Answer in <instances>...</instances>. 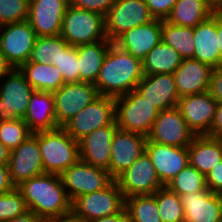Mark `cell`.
Here are the masks:
<instances>
[{"label":"cell","instance_id":"obj_21","mask_svg":"<svg viewBox=\"0 0 222 222\" xmlns=\"http://www.w3.org/2000/svg\"><path fill=\"white\" fill-rule=\"evenodd\" d=\"M162 41V20L154 19L121 34L113 43L133 57L143 60Z\"/></svg>","mask_w":222,"mask_h":222},{"label":"cell","instance_id":"obj_32","mask_svg":"<svg viewBox=\"0 0 222 222\" xmlns=\"http://www.w3.org/2000/svg\"><path fill=\"white\" fill-rule=\"evenodd\" d=\"M162 41L174 48L182 59L193 58L195 49L193 28L173 25L162 20Z\"/></svg>","mask_w":222,"mask_h":222},{"label":"cell","instance_id":"obj_46","mask_svg":"<svg viewBox=\"0 0 222 222\" xmlns=\"http://www.w3.org/2000/svg\"><path fill=\"white\" fill-rule=\"evenodd\" d=\"M15 188L10 179L7 165H0V194H5Z\"/></svg>","mask_w":222,"mask_h":222},{"label":"cell","instance_id":"obj_35","mask_svg":"<svg viewBox=\"0 0 222 222\" xmlns=\"http://www.w3.org/2000/svg\"><path fill=\"white\" fill-rule=\"evenodd\" d=\"M166 186L179 196L201 192L207 188L205 176L190 164L181 170Z\"/></svg>","mask_w":222,"mask_h":222},{"label":"cell","instance_id":"obj_38","mask_svg":"<svg viewBox=\"0 0 222 222\" xmlns=\"http://www.w3.org/2000/svg\"><path fill=\"white\" fill-rule=\"evenodd\" d=\"M60 52V35L37 37L28 62L49 64L55 62Z\"/></svg>","mask_w":222,"mask_h":222},{"label":"cell","instance_id":"obj_37","mask_svg":"<svg viewBox=\"0 0 222 222\" xmlns=\"http://www.w3.org/2000/svg\"><path fill=\"white\" fill-rule=\"evenodd\" d=\"M32 134L23 119L0 122V142L9 151L17 148Z\"/></svg>","mask_w":222,"mask_h":222},{"label":"cell","instance_id":"obj_12","mask_svg":"<svg viewBox=\"0 0 222 222\" xmlns=\"http://www.w3.org/2000/svg\"><path fill=\"white\" fill-rule=\"evenodd\" d=\"M53 94L58 127H63L83 108L100 96L95 85L87 82L65 83Z\"/></svg>","mask_w":222,"mask_h":222},{"label":"cell","instance_id":"obj_24","mask_svg":"<svg viewBox=\"0 0 222 222\" xmlns=\"http://www.w3.org/2000/svg\"><path fill=\"white\" fill-rule=\"evenodd\" d=\"M212 70L210 65L196 59H182L173 73L179 98L208 91Z\"/></svg>","mask_w":222,"mask_h":222},{"label":"cell","instance_id":"obj_25","mask_svg":"<svg viewBox=\"0 0 222 222\" xmlns=\"http://www.w3.org/2000/svg\"><path fill=\"white\" fill-rule=\"evenodd\" d=\"M194 55L193 59L216 68L222 65L217 38V10L208 19L193 28Z\"/></svg>","mask_w":222,"mask_h":222},{"label":"cell","instance_id":"obj_29","mask_svg":"<svg viewBox=\"0 0 222 222\" xmlns=\"http://www.w3.org/2000/svg\"><path fill=\"white\" fill-rule=\"evenodd\" d=\"M112 41H98L77 46L80 82L95 84Z\"/></svg>","mask_w":222,"mask_h":222},{"label":"cell","instance_id":"obj_16","mask_svg":"<svg viewBox=\"0 0 222 222\" xmlns=\"http://www.w3.org/2000/svg\"><path fill=\"white\" fill-rule=\"evenodd\" d=\"M69 0H32L27 21L37 37L61 35Z\"/></svg>","mask_w":222,"mask_h":222},{"label":"cell","instance_id":"obj_22","mask_svg":"<svg viewBox=\"0 0 222 222\" xmlns=\"http://www.w3.org/2000/svg\"><path fill=\"white\" fill-rule=\"evenodd\" d=\"M135 90L159 111L178 105L179 95L173 74L144 75Z\"/></svg>","mask_w":222,"mask_h":222},{"label":"cell","instance_id":"obj_13","mask_svg":"<svg viewBox=\"0 0 222 222\" xmlns=\"http://www.w3.org/2000/svg\"><path fill=\"white\" fill-rule=\"evenodd\" d=\"M115 181L125 198L134 195H153L163 187L146 152L121 173Z\"/></svg>","mask_w":222,"mask_h":222},{"label":"cell","instance_id":"obj_41","mask_svg":"<svg viewBox=\"0 0 222 222\" xmlns=\"http://www.w3.org/2000/svg\"><path fill=\"white\" fill-rule=\"evenodd\" d=\"M115 1L116 0H69V5L75 8L95 12L105 17Z\"/></svg>","mask_w":222,"mask_h":222},{"label":"cell","instance_id":"obj_52","mask_svg":"<svg viewBox=\"0 0 222 222\" xmlns=\"http://www.w3.org/2000/svg\"><path fill=\"white\" fill-rule=\"evenodd\" d=\"M10 151L0 142V165H8Z\"/></svg>","mask_w":222,"mask_h":222},{"label":"cell","instance_id":"obj_40","mask_svg":"<svg viewBox=\"0 0 222 222\" xmlns=\"http://www.w3.org/2000/svg\"><path fill=\"white\" fill-rule=\"evenodd\" d=\"M28 10L27 0H0V26L26 21Z\"/></svg>","mask_w":222,"mask_h":222},{"label":"cell","instance_id":"obj_11","mask_svg":"<svg viewBox=\"0 0 222 222\" xmlns=\"http://www.w3.org/2000/svg\"><path fill=\"white\" fill-rule=\"evenodd\" d=\"M36 39L27 20L0 26V51L13 68L30 60Z\"/></svg>","mask_w":222,"mask_h":222},{"label":"cell","instance_id":"obj_19","mask_svg":"<svg viewBox=\"0 0 222 222\" xmlns=\"http://www.w3.org/2000/svg\"><path fill=\"white\" fill-rule=\"evenodd\" d=\"M145 152L150 157L163 186L190 164L188 147L162 145L147 139Z\"/></svg>","mask_w":222,"mask_h":222},{"label":"cell","instance_id":"obj_2","mask_svg":"<svg viewBox=\"0 0 222 222\" xmlns=\"http://www.w3.org/2000/svg\"><path fill=\"white\" fill-rule=\"evenodd\" d=\"M29 211L48 219L71 211L69 200L59 174L43 173L16 187Z\"/></svg>","mask_w":222,"mask_h":222},{"label":"cell","instance_id":"obj_53","mask_svg":"<svg viewBox=\"0 0 222 222\" xmlns=\"http://www.w3.org/2000/svg\"><path fill=\"white\" fill-rule=\"evenodd\" d=\"M218 8H222V0H211Z\"/></svg>","mask_w":222,"mask_h":222},{"label":"cell","instance_id":"obj_10","mask_svg":"<svg viewBox=\"0 0 222 222\" xmlns=\"http://www.w3.org/2000/svg\"><path fill=\"white\" fill-rule=\"evenodd\" d=\"M115 98L100 95L68 121L63 128L79 141L85 135L115 122Z\"/></svg>","mask_w":222,"mask_h":222},{"label":"cell","instance_id":"obj_9","mask_svg":"<svg viewBox=\"0 0 222 222\" xmlns=\"http://www.w3.org/2000/svg\"><path fill=\"white\" fill-rule=\"evenodd\" d=\"M62 184L71 203L81 195L106 188L114 179L105 169L78 160L60 174Z\"/></svg>","mask_w":222,"mask_h":222},{"label":"cell","instance_id":"obj_3","mask_svg":"<svg viewBox=\"0 0 222 222\" xmlns=\"http://www.w3.org/2000/svg\"><path fill=\"white\" fill-rule=\"evenodd\" d=\"M44 173L61 174L79 159V142L63 127L38 132Z\"/></svg>","mask_w":222,"mask_h":222},{"label":"cell","instance_id":"obj_27","mask_svg":"<svg viewBox=\"0 0 222 222\" xmlns=\"http://www.w3.org/2000/svg\"><path fill=\"white\" fill-rule=\"evenodd\" d=\"M190 165L204 176L222 161V139L196 135L188 146Z\"/></svg>","mask_w":222,"mask_h":222},{"label":"cell","instance_id":"obj_8","mask_svg":"<svg viewBox=\"0 0 222 222\" xmlns=\"http://www.w3.org/2000/svg\"><path fill=\"white\" fill-rule=\"evenodd\" d=\"M153 20L145 0H116L104 17L105 34L114 42L125 31Z\"/></svg>","mask_w":222,"mask_h":222},{"label":"cell","instance_id":"obj_51","mask_svg":"<svg viewBox=\"0 0 222 222\" xmlns=\"http://www.w3.org/2000/svg\"><path fill=\"white\" fill-rule=\"evenodd\" d=\"M12 69L13 67L8 63L4 54L0 51V80Z\"/></svg>","mask_w":222,"mask_h":222},{"label":"cell","instance_id":"obj_28","mask_svg":"<svg viewBox=\"0 0 222 222\" xmlns=\"http://www.w3.org/2000/svg\"><path fill=\"white\" fill-rule=\"evenodd\" d=\"M217 9L211 0H177L166 21L173 25L194 28Z\"/></svg>","mask_w":222,"mask_h":222},{"label":"cell","instance_id":"obj_34","mask_svg":"<svg viewBox=\"0 0 222 222\" xmlns=\"http://www.w3.org/2000/svg\"><path fill=\"white\" fill-rule=\"evenodd\" d=\"M153 196L162 222H184V207L177 193L163 186Z\"/></svg>","mask_w":222,"mask_h":222},{"label":"cell","instance_id":"obj_17","mask_svg":"<svg viewBox=\"0 0 222 222\" xmlns=\"http://www.w3.org/2000/svg\"><path fill=\"white\" fill-rule=\"evenodd\" d=\"M218 102L206 91L179 98L177 107L195 135H207L214 121Z\"/></svg>","mask_w":222,"mask_h":222},{"label":"cell","instance_id":"obj_47","mask_svg":"<svg viewBox=\"0 0 222 222\" xmlns=\"http://www.w3.org/2000/svg\"><path fill=\"white\" fill-rule=\"evenodd\" d=\"M7 222H46V219L36 215L32 211H27L25 214L16 216Z\"/></svg>","mask_w":222,"mask_h":222},{"label":"cell","instance_id":"obj_44","mask_svg":"<svg viewBox=\"0 0 222 222\" xmlns=\"http://www.w3.org/2000/svg\"><path fill=\"white\" fill-rule=\"evenodd\" d=\"M208 92L218 103H222V65L213 68Z\"/></svg>","mask_w":222,"mask_h":222},{"label":"cell","instance_id":"obj_45","mask_svg":"<svg viewBox=\"0 0 222 222\" xmlns=\"http://www.w3.org/2000/svg\"><path fill=\"white\" fill-rule=\"evenodd\" d=\"M207 135L222 139V103H218L217 105L214 121Z\"/></svg>","mask_w":222,"mask_h":222},{"label":"cell","instance_id":"obj_39","mask_svg":"<svg viewBox=\"0 0 222 222\" xmlns=\"http://www.w3.org/2000/svg\"><path fill=\"white\" fill-rule=\"evenodd\" d=\"M27 211L22 193L16 187L8 193L0 194V222H7Z\"/></svg>","mask_w":222,"mask_h":222},{"label":"cell","instance_id":"obj_26","mask_svg":"<svg viewBox=\"0 0 222 222\" xmlns=\"http://www.w3.org/2000/svg\"><path fill=\"white\" fill-rule=\"evenodd\" d=\"M23 120L32 133L58 128L53 92L34 90Z\"/></svg>","mask_w":222,"mask_h":222},{"label":"cell","instance_id":"obj_43","mask_svg":"<svg viewBox=\"0 0 222 222\" xmlns=\"http://www.w3.org/2000/svg\"><path fill=\"white\" fill-rule=\"evenodd\" d=\"M205 182L211 192L222 194V161L206 174Z\"/></svg>","mask_w":222,"mask_h":222},{"label":"cell","instance_id":"obj_42","mask_svg":"<svg viewBox=\"0 0 222 222\" xmlns=\"http://www.w3.org/2000/svg\"><path fill=\"white\" fill-rule=\"evenodd\" d=\"M177 0H145L154 19L166 20Z\"/></svg>","mask_w":222,"mask_h":222},{"label":"cell","instance_id":"obj_33","mask_svg":"<svg viewBox=\"0 0 222 222\" xmlns=\"http://www.w3.org/2000/svg\"><path fill=\"white\" fill-rule=\"evenodd\" d=\"M128 222H162L153 195H134L125 198Z\"/></svg>","mask_w":222,"mask_h":222},{"label":"cell","instance_id":"obj_4","mask_svg":"<svg viewBox=\"0 0 222 222\" xmlns=\"http://www.w3.org/2000/svg\"><path fill=\"white\" fill-rule=\"evenodd\" d=\"M159 112L136 90L115 98V121L121 130L148 137Z\"/></svg>","mask_w":222,"mask_h":222},{"label":"cell","instance_id":"obj_7","mask_svg":"<svg viewBox=\"0 0 222 222\" xmlns=\"http://www.w3.org/2000/svg\"><path fill=\"white\" fill-rule=\"evenodd\" d=\"M34 88L19 68L0 80V122L23 119Z\"/></svg>","mask_w":222,"mask_h":222},{"label":"cell","instance_id":"obj_31","mask_svg":"<svg viewBox=\"0 0 222 222\" xmlns=\"http://www.w3.org/2000/svg\"><path fill=\"white\" fill-rule=\"evenodd\" d=\"M181 62L179 53L161 41L142 60L143 73L144 75L173 74Z\"/></svg>","mask_w":222,"mask_h":222},{"label":"cell","instance_id":"obj_49","mask_svg":"<svg viewBox=\"0 0 222 222\" xmlns=\"http://www.w3.org/2000/svg\"><path fill=\"white\" fill-rule=\"evenodd\" d=\"M85 222H128L125 209L117 214Z\"/></svg>","mask_w":222,"mask_h":222},{"label":"cell","instance_id":"obj_50","mask_svg":"<svg viewBox=\"0 0 222 222\" xmlns=\"http://www.w3.org/2000/svg\"><path fill=\"white\" fill-rule=\"evenodd\" d=\"M217 38L220 54L222 57V8L217 9Z\"/></svg>","mask_w":222,"mask_h":222},{"label":"cell","instance_id":"obj_36","mask_svg":"<svg viewBox=\"0 0 222 222\" xmlns=\"http://www.w3.org/2000/svg\"><path fill=\"white\" fill-rule=\"evenodd\" d=\"M51 64L60 70L65 83L80 82L77 46L69 45L61 35L60 52L55 62H51Z\"/></svg>","mask_w":222,"mask_h":222},{"label":"cell","instance_id":"obj_48","mask_svg":"<svg viewBox=\"0 0 222 222\" xmlns=\"http://www.w3.org/2000/svg\"><path fill=\"white\" fill-rule=\"evenodd\" d=\"M46 222H84L72 210L66 214L46 219Z\"/></svg>","mask_w":222,"mask_h":222},{"label":"cell","instance_id":"obj_18","mask_svg":"<svg viewBox=\"0 0 222 222\" xmlns=\"http://www.w3.org/2000/svg\"><path fill=\"white\" fill-rule=\"evenodd\" d=\"M147 137L117 129L111 147L109 174L115 180L145 153Z\"/></svg>","mask_w":222,"mask_h":222},{"label":"cell","instance_id":"obj_30","mask_svg":"<svg viewBox=\"0 0 222 222\" xmlns=\"http://www.w3.org/2000/svg\"><path fill=\"white\" fill-rule=\"evenodd\" d=\"M19 69L34 90L54 92L65 84L60 70L51 63L26 62Z\"/></svg>","mask_w":222,"mask_h":222},{"label":"cell","instance_id":"obj_23","mask_svg":"<svg viewBox=\"0 0 222 222\" xmlns=\"http://www.w3.org/2000/svg\"><path fill=\"white\" fill-rule=\"evenodd\" d=\"M184 207V222H221L222 194L208 188L201 192L180 195Z\"/></svg>","mask_w":222,"mask_h":222},{"label":"cell","instance_id":"obj_20","mask_svg":"<svg viewBox=\"0 0 222 222\" xmlns=\"http://www.w3.org/2000/svg\"><path fill=\"white\" fill-rule=\"evenodd\" d=\"M117 129L115 121L81 138L78 141L80 160L109 172L112 140Z\"/></svg>","mask_w":222,"mask_h":222},{"label":"cell","instance_id":"obj_1","mask_svg":"<svg viewBox=\"0 0 222 222\" xmlns=\"http://www.w3.org/2000/svg\"><path fill=\"white\" fill-rule=\"evenodd\" d=\"M143 77L142 60L112 43L94 85L100 95L117 98L135 90Z\"/></svg>","mask_w":222,"mask_h":222},{"label":"cell","instance_id":"obj_14","mask_svg":"<svg viewBox=\"0 0 222 222\" xmlns=\"http://www.w3.org/2000/svg\"><path fill=\"white\" fill-rule=\"evenodd\" d=\"M195 136L176 106L159 112L147 139L162 145L188 147Z\"/></svg>","mask_w":222,"mask_h":222},{"label":"cell","instance_id":"obj_15","mask_svg":"<svg viewBox=\"0 0 222 222\" xmlns=\"http://www.w3.org/2000/svg\"><path fill=\"white\" fill-rule=\"evenodd\" d=\"M8 170L15 187L32 177L44 173L38 132L33 133L17 148L10 151Z\"/></svg>","mask_w":222,"mask_h":222},{"label":"cell","instance_id":"obj_6","mask_svg":"<svg viewBox=\"0 0 222 222\" xmlns=\"http://www.w3.org/2000/svg\"><path fill=\"white\" fill-rule=\"evenodd\" d=\"M125 208V197L113 180L106 188L78 196L71 210L84 222L120 213Z\"/></svg>","mask_w":222,"mask_h":222},{"label":"cell","instance_id":"obj_5","mask_svg":"<svg viewBox=\"0 0 222 222\" xmlns=\"http://www.w3.org/2000/svg\"><path fill=\"white\" fill-rule=\"evenodd\" d=\"M61 37L71 46L109 41L104 16L68 5L63 17Z\"/></svg>","mask_w":222,"mask_h":222}]
</instances>
